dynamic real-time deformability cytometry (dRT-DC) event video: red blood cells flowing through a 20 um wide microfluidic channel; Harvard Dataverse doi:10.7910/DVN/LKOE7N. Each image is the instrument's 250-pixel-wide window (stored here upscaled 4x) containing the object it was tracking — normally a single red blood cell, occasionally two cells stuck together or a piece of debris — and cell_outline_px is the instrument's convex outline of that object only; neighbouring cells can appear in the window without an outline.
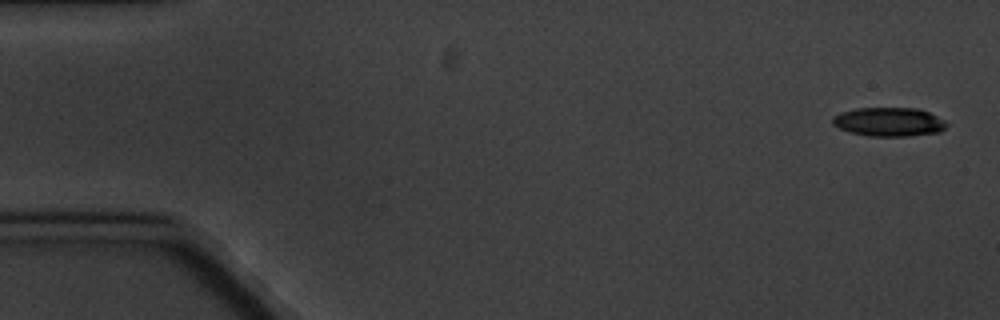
{"species": "common noctule bat (a hibernating species)", "species_latin": "Nyctalus noctula", "temperature_condition": "cold", "stored_images_in_passage": 10, "camera_frame_rate_fps": 3000, "um_per_image_px": 0.085, "animal": {"sex": "male", "body_mass_g": 20.1, "forearm_length_mm": 53.5}, "frame": {"image": 1, "passage_image": 1, "time_ms": 0.0, "image_size_px": [1000, 320], "cell_outline_px": [[948, 124], [940, 132], [908, 136], [868, 136], [848, 132], [832, 124], [832, 116], [840, 112], [856, 108], [916, 108], [928, 112], [944, 120]], "centroid_in_image_um": [75.52, 10.36], "position_along_channel_um": 9.5, "area_um2": 19.25}}
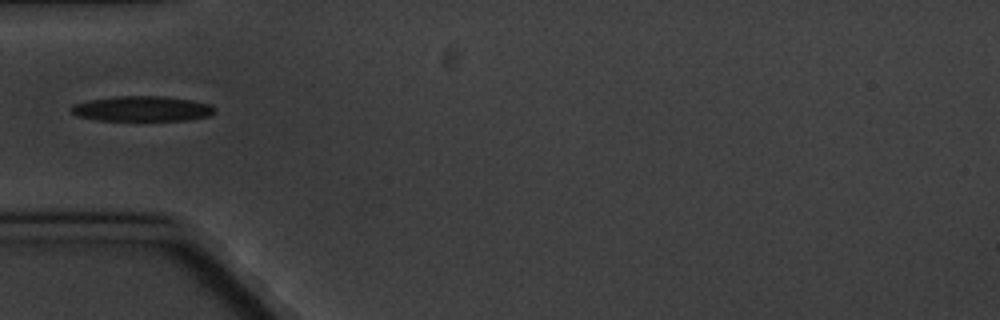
{"frame": {"image": 2, "passage_image": 5, "time_ms": 5.667, "image_size_px": [1000, 320], "cell_outline_px": [[216, 112], [208, 116], [188, 120], [96, 120], [76, 116], [68, 108], [72, 104], [92, 100], [116, 96], [164, 96], [192, 100], [212, 104], [216, 108]], "centroid_in_image_um": [12.1, 9.24], "position_along_channel_um": 72.9, "area_um2": 21.21}}